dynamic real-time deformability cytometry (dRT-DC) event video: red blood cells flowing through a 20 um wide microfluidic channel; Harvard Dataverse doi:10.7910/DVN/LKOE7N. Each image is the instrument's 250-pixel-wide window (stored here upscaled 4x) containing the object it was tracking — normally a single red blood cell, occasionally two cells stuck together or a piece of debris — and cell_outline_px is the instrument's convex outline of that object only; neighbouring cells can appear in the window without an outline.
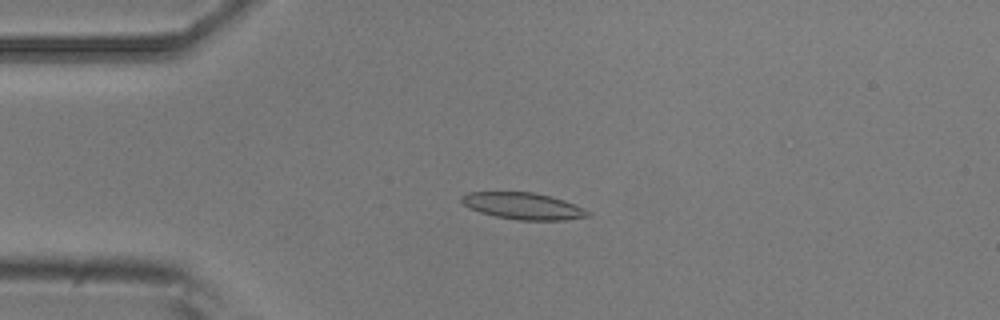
{"species": "common noctule bat (a hibernating species)", "species_latin": "Nyctalus noctula", "temperature_condition": "room temperature", "stored_images_in_passage": 5, "camera_frame_rate_fps": 3000, "um_per_image_px": 0.085, "animal": {"sex": "male", "body_mass_g": 20.5, "forearm_length_mm": 52.5}, "frame": {"image": 1, "passage_image": 1, "time_ms": 0.0, "image_size_px": [1000, 320], "cell_outline_px": [[592, 216], [564, 220], [516, 220], [496, 216], [480, 212], [468, 208], [460, 200], [460, 196], [468, 192], [532, 192], [552, 196], [564, 200], [584, 208]], "centroid_in_image_um": [44.46, 17.51], "position_along_channel_um": 40.5, "area_um2": 19.71}}
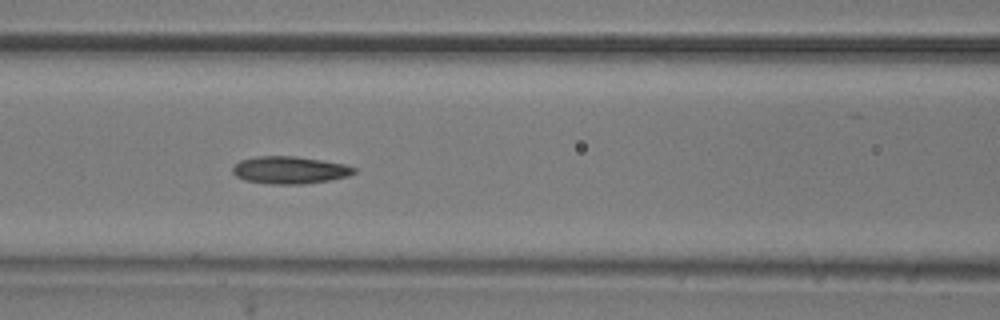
{"frame": {"image": 2, "passage_image": 4, "time_ms": 1.0, "image_size_px": [1000, 320], "cell_outline_px": [[356, 172], [348, 176], [328, 180], [304, 184], [268, 184], [244, 180], [236, 176], [232, 172], [232, 168], [240, 160], [256, 156], [296, 156], [344, 164], [356, 168]], "centroid_in_image_um": [24.6, 14.45], "position_along_channel_um": 142.0, "area_um2": 19.36}}
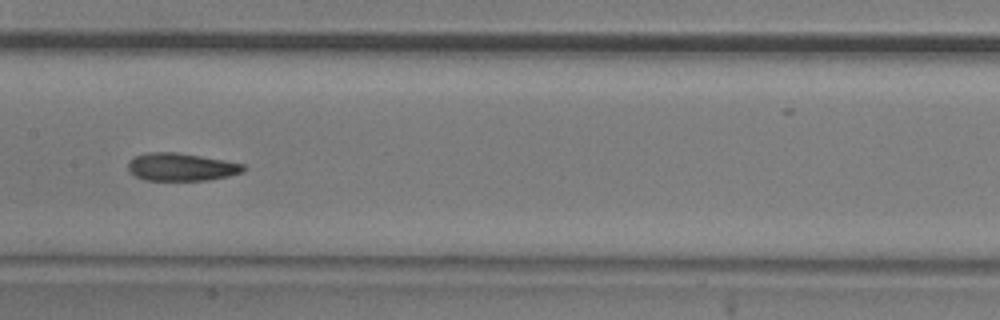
{"frame": {"image": 3, "passage_image": 5, "time_ms": 1.333, "image_size_px": [1000, 320], "cell_outline_px": [[248, 168], [244, 172], [228, 176], [208, 180], [144, 180], [136, 176], [128, 168], [128, 164], [136, 156], [148, 152], [176, 152], [224, 160], [244, 164]], "centroid_in_image_um": [15.46, 14.19], "position_along_channel_um": 191.9, "area_um2": 18.55}}